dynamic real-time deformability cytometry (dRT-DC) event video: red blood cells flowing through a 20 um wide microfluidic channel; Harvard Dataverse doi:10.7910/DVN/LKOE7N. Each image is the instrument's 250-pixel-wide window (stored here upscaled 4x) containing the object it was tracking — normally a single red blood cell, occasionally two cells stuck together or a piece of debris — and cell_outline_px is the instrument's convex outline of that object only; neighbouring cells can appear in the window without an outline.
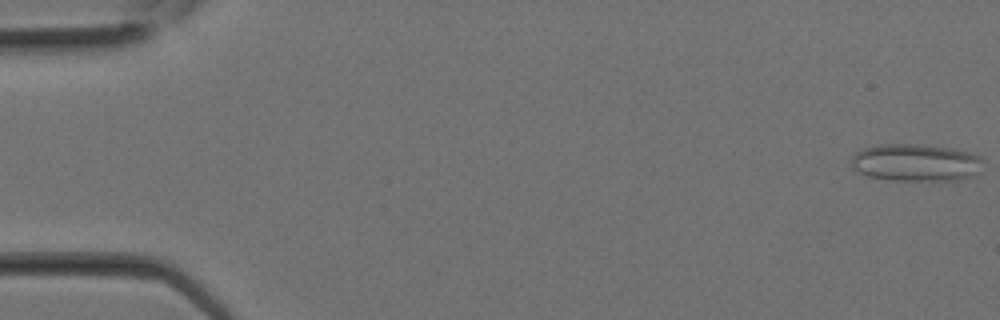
{"species": "Egyptian fruit bat (a non-hibernating species)", "species_latin": "Rousettus aegyptiacus", "temperature_condition": "room temperature", "stored_images_in_passage": 7, "camera_frame_rate_fps": 3000, "um_per_image_px": 0.085, "animal": {"sex": "female"}, "frame": {"image": 1, "passage_image": 1, "time_ms": 0.0, "image_size_px": [1000, 320], "cell_outline_px": [[984, 160], [980, 172], [972, 176], [960, 180], [888, 180], [868, 176], [856, 172], [852, 168], [852, 156], [856, 152], [864, 148], [880, 144], [916, 144], [952, 148], [968, 152]], "centroid_in_image_um": [77.83, 13.83], "position_along_channel_um": 7.2, "area_um2": 28.84}}
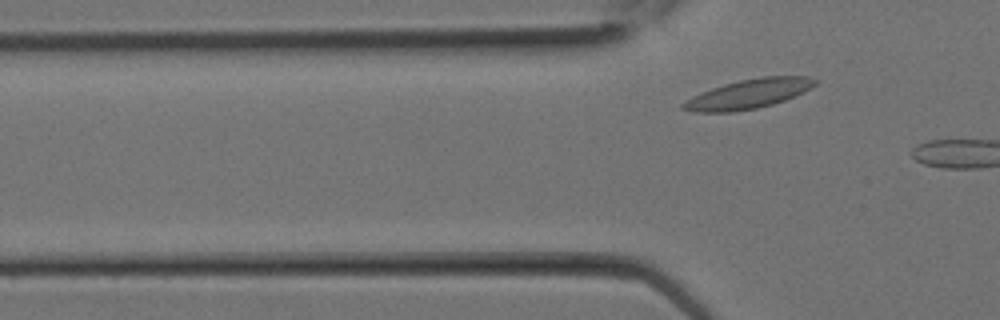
{"frame": {"image": 2, "passage_image": 7, "time_ms": 2.0, "image_size_px": [1000, 320], "cell_outline_px": [[820, 80], [812, 88], [804, 92], [784, 100], [772, 104], [756, 108], [736, 112], [692, 112], [680, 108], [680, 104], [712, 88], [724, 84], [740, 80], [760, 76], [808, 76]], "centroid_in_image_um": [63.68, 7.98], "position_along_channel_um": 62.1, "area_um2": 22.54}}